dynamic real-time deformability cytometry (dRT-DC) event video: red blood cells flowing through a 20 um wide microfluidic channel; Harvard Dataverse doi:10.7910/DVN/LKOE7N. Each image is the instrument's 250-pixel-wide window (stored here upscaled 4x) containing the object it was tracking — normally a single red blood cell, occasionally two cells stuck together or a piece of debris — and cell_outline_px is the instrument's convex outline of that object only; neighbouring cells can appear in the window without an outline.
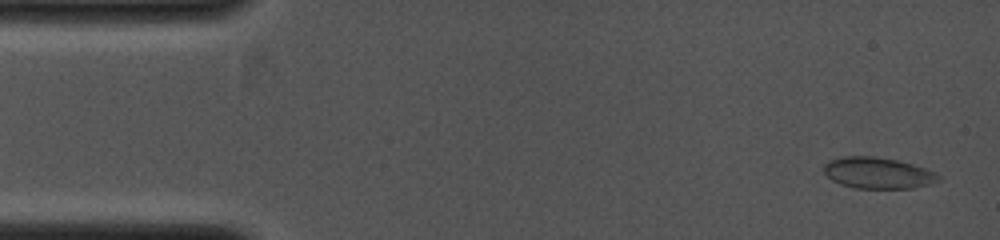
{"species": "common noctule bat (a hibernating species)", "species_latin": "Nyctalus noctula", "temperature_condition": "cold", "stored_images_in_passage": 42, "camera_frame_rate_fps": 4000, "um_per_image_px": 0.085, "animal": {"sex": "female", "body_mass_g": 19.0, "forearm_length_mm": 53.3}, "frame": {"image": 1, "passage_image": 2, "time_ms": 0.25, "image_size_px": [1000, 240], "cell_outline_px": [[940, 180], [932, 184], [912, 188], [856, 188], [840, 184], [832, 180], [824, 172], [824, 164], [828, 160], [844, 156], [872, 156], [896, 160], [912, 164], [936, 172], [940, 176]], "centroid_in_image_um": [74.62, 14.7], "position_along_channel_um": 10.4, "area_um2": 20.87}}
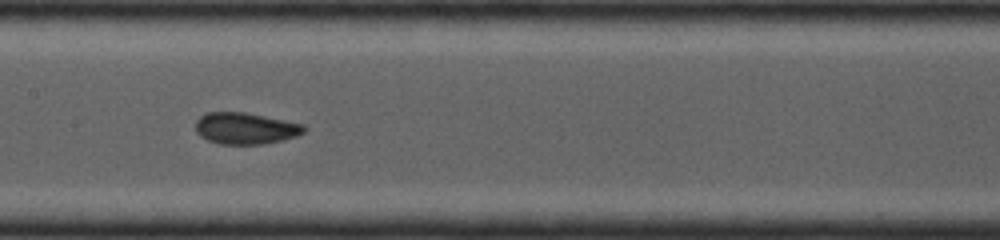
{"frame": {"image": 2, "passage_image": 21, "time_ms": 5.0, "image_size_px": [1000, 240], "cell_outline_px": [[308, 128], [304, 132], [296, 136], [280, 140], [260, 144], [220, 144], [208, 140], [200, 136], [196, 132], [196, 120], [200, 116], [208, 112], [244, 112], [304, 124]], "centroid_in_image_um": [20.85, 10.9], "position_along_channel_um": 186.5, "area_um2": 19.83}}
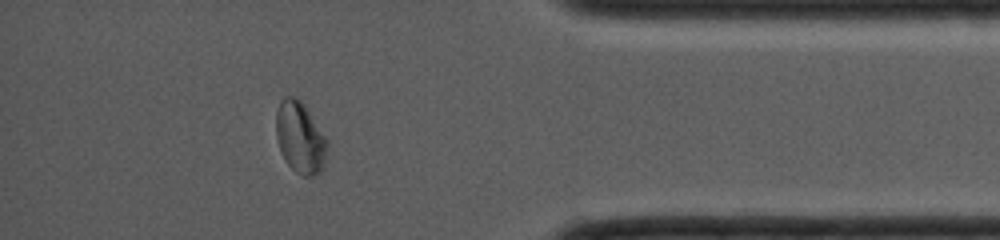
{"frame": {"image": 3, "passage_image": 37, "time_ms": 9.0, "image_size_px": [1000, 240], "cell_outline_px": [[328, 144], [324, 168], [320, 172], [312, 176], [304, 176], [296, 172], [284, 160], [276, 140], [276, 112], [280, 100], [284, 96], [296, 96], [304, 104], [328, 140]], "centroid_in_image_um": [25.51, 11.68], "position_along_channel_um": 409.7, "area_um2": 21.62}}